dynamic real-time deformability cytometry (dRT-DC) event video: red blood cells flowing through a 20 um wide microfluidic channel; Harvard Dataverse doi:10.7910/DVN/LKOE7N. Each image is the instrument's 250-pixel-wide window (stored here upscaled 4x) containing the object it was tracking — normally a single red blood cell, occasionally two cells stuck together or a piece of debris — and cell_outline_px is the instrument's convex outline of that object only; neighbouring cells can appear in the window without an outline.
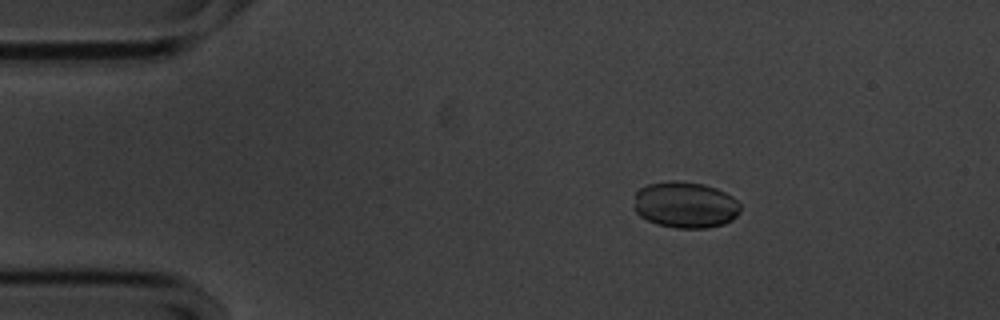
{"species": "common noctule bat (a hibernating species)", "species_latin": "Nyctalus noctula", "temperature_condition": "cold", "stored_images_in_passage": 55, "camera_frame_rate_fps": 3000, "um_per_image_px": 0.085, "animal": {"sex": "male", "body_mass_g": 20.1, "forearm_length_mm": 53.5}, "frame": {"image": 1, "passage_image": 8, "time_ms": 2.333, "image_size_px": [1000, 320], "cell_outline_px": [[740, 212], [732, 220], [724, 224], [708, 228], [676, 228], [656, 224], [640, 216], [632, 208], [636, 192], [640, 188], [648, 184], [672, 180], [680, 180], [704, 184], [716, 188], [732, 196], [740, 204]], "centroid_in_image_um": [58.23, 17.41], "position_along_channel_um": 26.8, "area_um2": 29.07}}
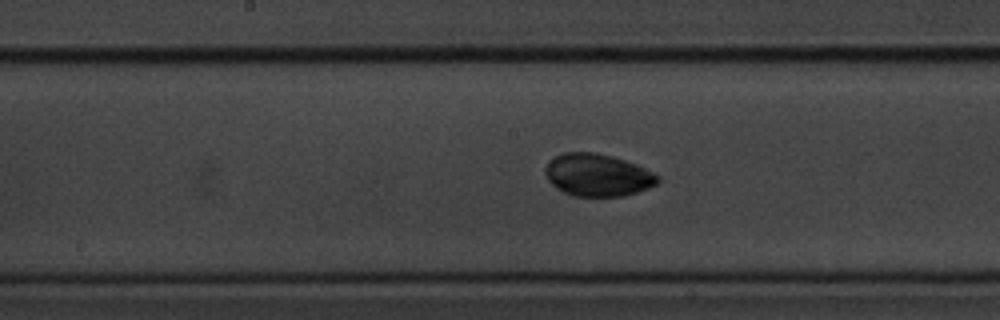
{"frame": {"image": 2, "passage_image": 27, "time_ms": 8.667, "image_size_px": [1000, 320], "cell_outline_px": [[660, 180], [656, 184], [648, 188], [624, 196], [572, 196], [556, 188], [548, 180], [544, 172], [544, 168], [556, 156], [564, 152], [596, 152], [612, 156], [636, 164], [660, 176]], "centroid_in_image_um": [50.79, 14.88], "position_along_channel_um": 197.4, "area_um2": 27.74}}
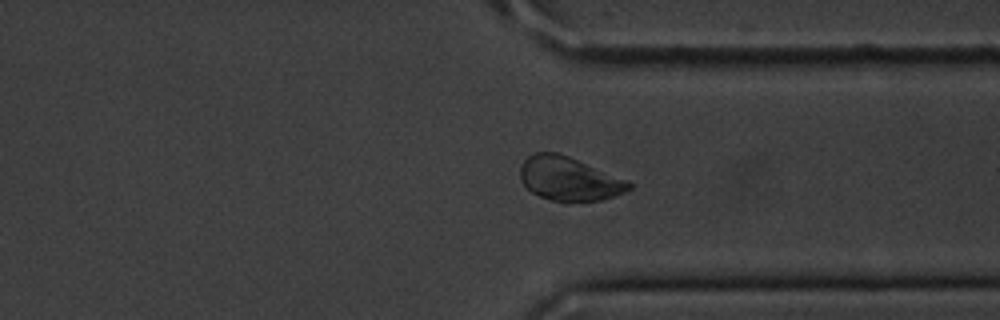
{"frame": {"image": 3, "passage_image": 41, "time_ms": 13.333, "image_size_px": [1000, 320], "cell_outline_px": [[632, 188], [624, 192], [600, 200], [568, 204], [552, 200], [540, 196], [532, 192], [520, 180], [520, 164], [532, 152], [556, 152], [568, 156], [628, 180], [632, 184]], "centroid_in_image_um": [48.35, 15.21], "position_along_channel_um": 363.0, "area_um2": 28.03}}